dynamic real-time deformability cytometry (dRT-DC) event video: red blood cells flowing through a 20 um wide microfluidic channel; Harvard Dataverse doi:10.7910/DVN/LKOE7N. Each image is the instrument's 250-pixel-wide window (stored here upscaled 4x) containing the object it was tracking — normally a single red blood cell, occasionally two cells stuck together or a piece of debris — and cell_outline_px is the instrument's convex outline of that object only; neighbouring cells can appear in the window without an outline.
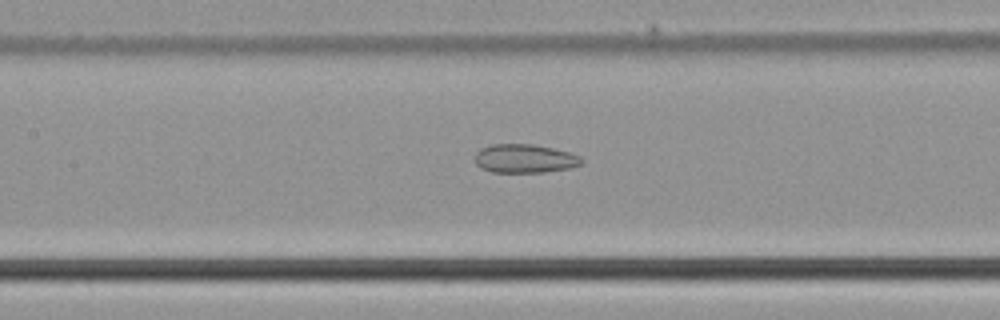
{"species": "common noctule bat (a hibernating species)", "species_latin": "Nyctalus noctula", "temperature_condition": "cold", "stored_images_in_passage": 14, "camera_frame_rate_fps": 3000, "um_per_image_px": 0.085, "animal": {"sex": "male", "body_mass_g": 21.5, "forearm_length_mm": 52.0}, "frame": {"image": 1, "passage_image": 12, "time_ms": 3.667, "image_size_px": [1000, 320], "cell_outline_px": [[584, 160], [580, 164], [568, 168], [544, 172], [492, 172], [480, 168], [476, 164], [476, 152], [480, 148], [492, 144], [532, 144], [552, 148], [568, 152], [580, 156]], "centroid_in_image_um": [44.57, 13.47], "position_along_channel_um": 162.8, "area_um2": 17.74}}